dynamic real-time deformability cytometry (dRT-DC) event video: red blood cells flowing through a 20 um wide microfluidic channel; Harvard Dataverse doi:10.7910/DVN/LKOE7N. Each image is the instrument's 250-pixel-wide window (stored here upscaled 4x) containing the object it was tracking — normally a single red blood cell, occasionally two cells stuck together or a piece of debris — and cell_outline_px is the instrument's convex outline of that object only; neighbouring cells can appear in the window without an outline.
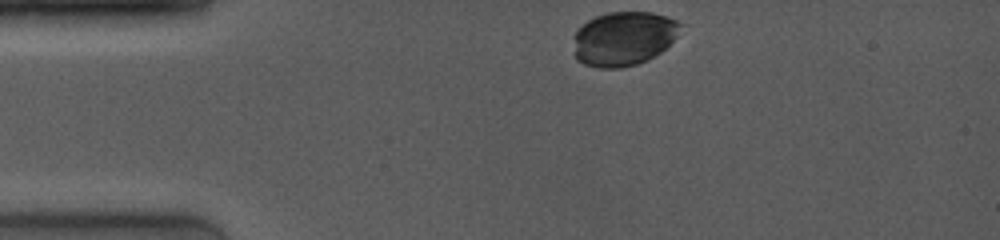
{"species": "common noctule bat (a hibernating species)", "species_latin": "Nyctalus noctula", "temperature_condition": "room temperature", "stored_images_in_passage": 5, "camera_frame_rate_fps": 4000, "um_per_image_px": 0.085, "animal": {"sex": "female", "body_mass_g": 19.0, "forearm_length_mm": 53.3}, "frame": {"image": 1, "passage_image": 1, "time_ms": 0.0, "image_size_px": [1000, 240], "cell_outline_px": [[684, 24], [676, 36], [660, 52], [648, 60], [636, 64], [620, 68], [600, 68], [584, 64], [576, 60], [576, 32], [588, 20], [596, 16], [608, 12], [652, 12], [668, 16]], "centroid_in_image_um": [53.05, 3.27], "position_along_channel_um": 32.0, "area_um2": 33.47}}